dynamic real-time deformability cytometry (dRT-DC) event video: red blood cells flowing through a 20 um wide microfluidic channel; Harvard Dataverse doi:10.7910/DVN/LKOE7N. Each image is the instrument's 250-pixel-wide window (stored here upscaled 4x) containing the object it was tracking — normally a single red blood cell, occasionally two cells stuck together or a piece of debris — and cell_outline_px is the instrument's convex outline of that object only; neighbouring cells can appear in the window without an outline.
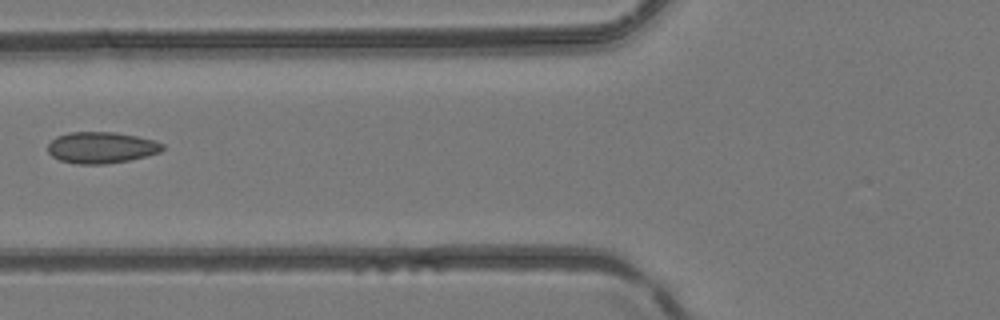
{"species": "common noctule bat (a hibernating species)", "species_latin": "Nyctalus noctula", "temperature_condition": "room temperature", "stored_images_in_passage": 6, "camera_frame_rate_fps": 3000, "um_per_image_px": 0.085, "animal": {"sex": "female", "body_mass_g": 24.6, "forearm_length_mm": 56.2}, "frame": {"image": 1, "passage_image": 6, "time_ms": 1.667, "image_size_px": [1000, 320], "cell_outline_px": [[164, 148], [160, 152], [128, 160], [108, 164], [76, 164], [60, 160], [52, 156], [48, 152], [48, 144], [56, 136], [68, 132], [116, 132], [156, 140], [164, 144]], "centroid_in_image_um": [8.61, 12.54], "position_along_channel_um": 117.2, "area_um2": 21.04}}